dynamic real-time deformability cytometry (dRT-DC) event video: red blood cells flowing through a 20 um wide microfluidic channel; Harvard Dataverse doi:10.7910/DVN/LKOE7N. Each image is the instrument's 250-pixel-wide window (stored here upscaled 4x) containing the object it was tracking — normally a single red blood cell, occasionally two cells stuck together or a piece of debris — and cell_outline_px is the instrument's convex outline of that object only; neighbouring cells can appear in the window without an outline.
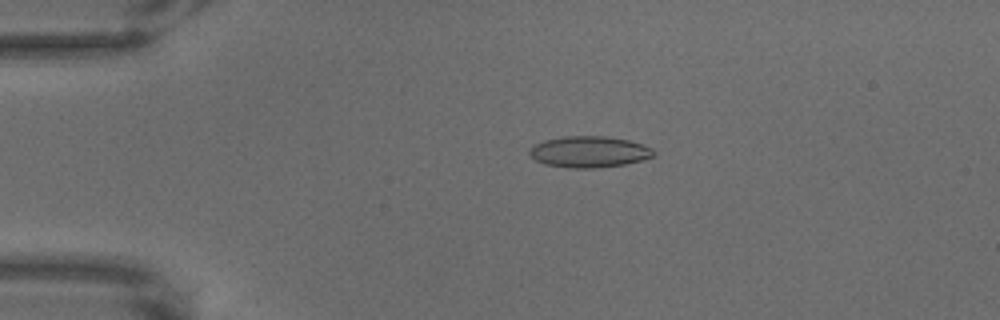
{"species": "common noctule bat (a hibernating species)", "species_latin": "Nyctalus noctula", "temperature_condition": "warm", "stored_images_in_passage": 68, "camera_frame_rate_fps": 3000, "um_per_image_px": 0.085, "animal": {"sex": "male", "body_mass_g": 18.8}, "frame": {"image": 1, "passage_image": 15, "time_ms": 4.667, "image_size_px": [1000, 320], "cell_outline_px": [[656, 152], [652, 156], [640, 160], [624, 164], [596, 168], [568, 168], [544, 164], [536, 160], [528, 152], [536, 144], [544, 140], [564, 136], [604, 136], [628, 140], [652, 148]], "centroid_in_image_um": [50.06, 12.91], "position_along_channel_um": 34.9, "area_um2": 22.37}}
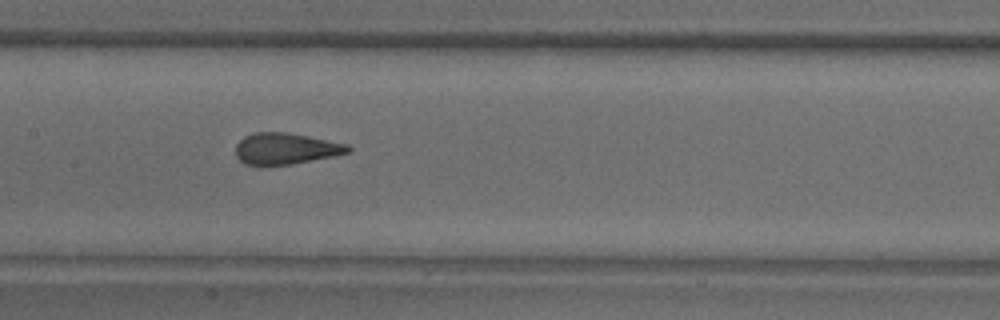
{"frame": {"image": 2, "passage_image": 34, "time_ms": 11.0, "image_size_px": [1000, 320], "cell_outline_px": [[352, 152], [292, 164], [244, 164], [236, 156], [236, 144], [244, 136], [256, 132], [288, 132], [348, 144], [352, 148]], "centroid_in_image_um": [24.31, 12.62], "position_along_channel_um": 183.1, "area_um2": 20.35}}
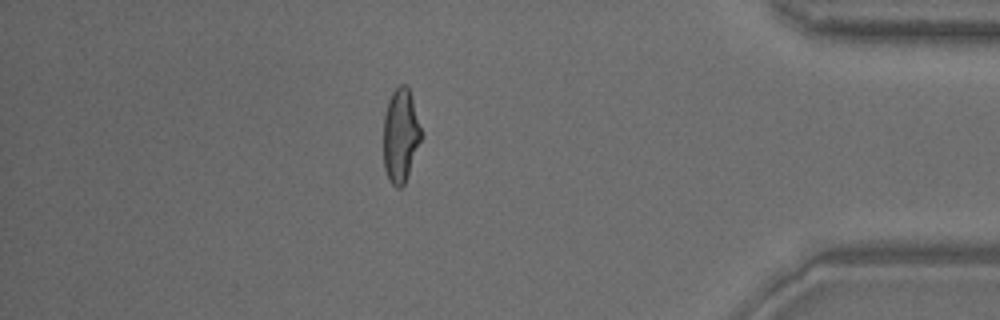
{"frame": {"image": 3, "passage_image": 59, "time_ms": 19.333, "image_size_px": [1000, 320], "cell_outline_px": [[420, 140], [404, 184], [400, 188], [396, 188], [388, 180], [384, 168], [384, 116], [388, 100], [392, 92], [400, 84], [404, 84], [408, 88], [412, 96], [420, 128]], "centroid_in_image_um": [34.02, 11.51], "position_along_channel_um": 401.2, "area_um2": 20.17}}